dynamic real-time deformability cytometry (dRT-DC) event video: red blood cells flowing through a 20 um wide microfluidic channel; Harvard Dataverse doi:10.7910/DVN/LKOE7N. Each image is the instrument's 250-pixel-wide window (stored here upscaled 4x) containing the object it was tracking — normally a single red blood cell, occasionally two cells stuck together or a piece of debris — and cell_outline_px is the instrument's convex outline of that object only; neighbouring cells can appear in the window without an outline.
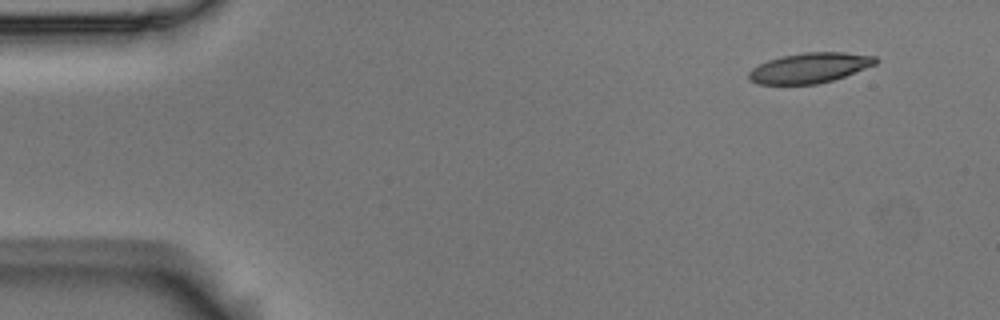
{"species": "Egyptian fruit bat (a non-hibernating species)", "species_latin": "Rousettus aegyptiacus", "temperature_condition": "room temperature", "stored_images_in_passage": 5, "segment_of_instrument_passage": [2, 2], "camera_frame_rate_fps": 3000, "um_per_image_px": 0.085, "animal": {"sex": "male"}, "frame": {"image": 1, "passage_image": 5, "time_ms": 1.333, "image_size_px": [1000, 320], "cell_outline_px": [[880, 60], [876, 64], [844, 76], [832, 80], [816, 84], [756, 84], [748, 80], [748, 72], [752, 68], [768, 60], [780, 56], [804, 52], [844, 52], [876, 56]], "centroid_in_image_um": [68.81, 5.76], "position_along_channel_um": 16.2, "area_um2": 22.37}}